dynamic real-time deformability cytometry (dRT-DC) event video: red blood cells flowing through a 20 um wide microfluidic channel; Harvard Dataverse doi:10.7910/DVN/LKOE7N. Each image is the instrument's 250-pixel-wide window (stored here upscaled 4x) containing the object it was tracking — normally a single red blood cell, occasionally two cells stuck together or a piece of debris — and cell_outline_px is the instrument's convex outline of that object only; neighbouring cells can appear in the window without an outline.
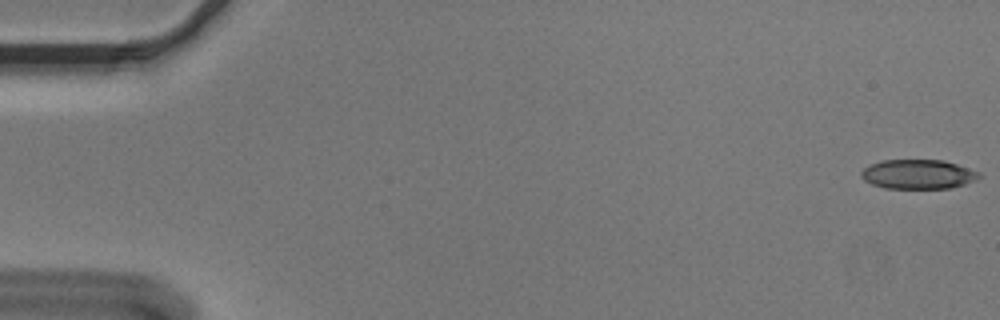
{"species": "Egyptian fruit bat (a non-hibernating species)", "species_latin": "Rousettus aegyptiacus", "temperature_condition": "cold", "stored_images_in_passage": 11, "camera_frame_rate_fps": 3000, "um_per_image_px": 0.085, "animal": {"sex": "male"}, "frame": {"image": 1, "passage_image": 1, "time_ms": 0.0, "image_size_px": [1000, 320], "cell_outline_px": [[980, 176], [976, 180], [952, 188], [884, 188], [872, 184], [864, 180], [860, 176], [860, 172], [868, 164], [884, 160], [944, 160], [980, 172]], "centroid_in_image_um": [78.01, 14.81], "position_along_channel_um": 7.0, "area_um2": 20.23}}
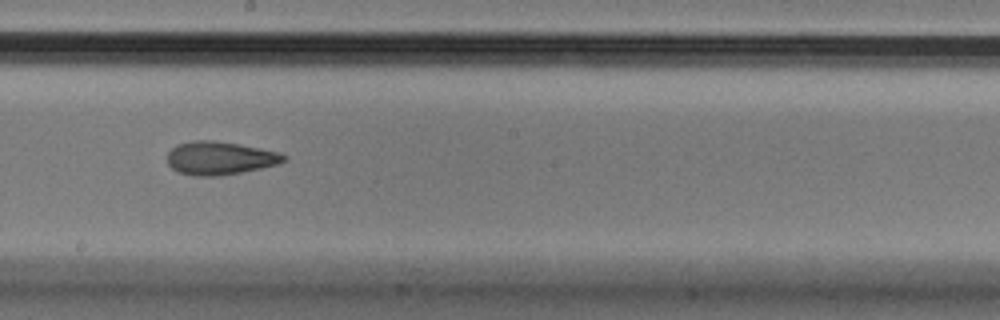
{"frame": {"image": 2, "passage_image": 9, "time_ms": 2.667, "image_size_px": [1000, 320], "cell_outline_px": [[288, 160], [276, 164], [260, 168], [220, 176], [196, 176], [180, 172], [172, 168], [168, 164], [168, 152], [176, 144], [192, 140], [212, 140], [240, 144], [260, 148], [276, 152], [288, 156]], "centroid_in_image_um": [18.68, 13.43], "position_along_channel_um": 229.5, "area_um2": 22.48}}
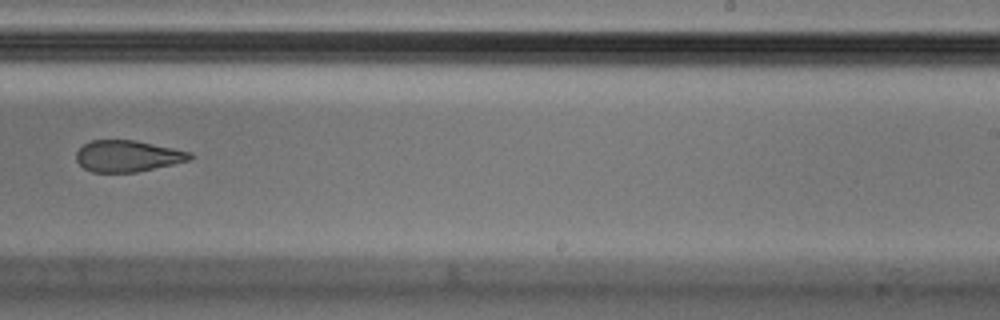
{"frame": {"image": 3, "passage_image": 10, "time_ms": 3.0, "image_size_px": [1000, 320], "cell_outline_px": [[196, 156], [188, 160], [172, 164], [136, 172], [92, 172], [84, 168], [76, 160], [76, 152], [84, 144], [92, 140], [136, 140], [192, 152]], "centroid_in_image_um": [10.85, 13.26], "position_along_channel_um": 278.1, "area_um2": 20.75}}